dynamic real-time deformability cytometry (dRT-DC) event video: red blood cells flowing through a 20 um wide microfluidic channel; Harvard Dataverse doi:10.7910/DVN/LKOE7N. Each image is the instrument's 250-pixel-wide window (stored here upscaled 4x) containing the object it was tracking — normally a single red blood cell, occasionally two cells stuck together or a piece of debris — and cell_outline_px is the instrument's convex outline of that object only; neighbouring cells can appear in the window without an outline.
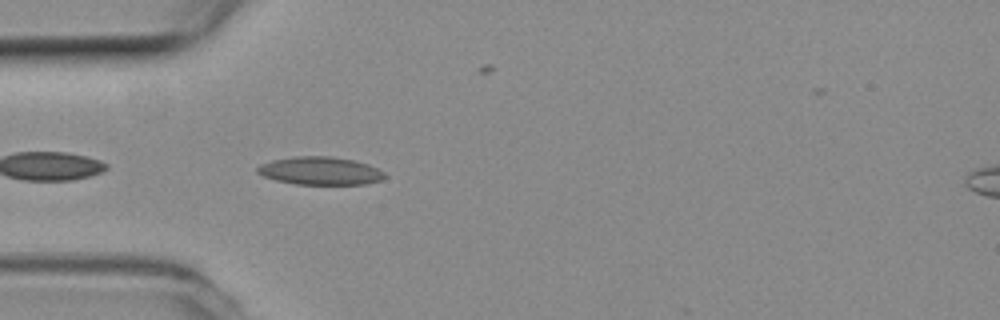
{"species": "common noctule bat (a hibernating species)", "species_latin": "Nyctalus noctula", "temperature_condition": "room temperature", "stored_images_in_passage": 9, "camera_frame_rate_fps": 3000, "um_per_image_px": 0.085, "animal": {"sex": "female", "body_mass_g": 19.3, "forearm_length_mm": 54.1}, "frame": {"image": 1, "passage_image": 2, "time_ms": 0.333, "image_size_px": [1000, 320], "cell_outline_px": [[388, 176], [380, 180], [368, 184], [296, 184], [276, 180], [264, 176], [256, 172], [256, 168], [260, 164], [272, 160], [296, 156], [332, 156], [352, 160], [368, 164], [384, 172]], "centroid_in_image_um": [27.22, 14.52], "position_along_channel_um": 57.8, "area_um2": 20.75}}
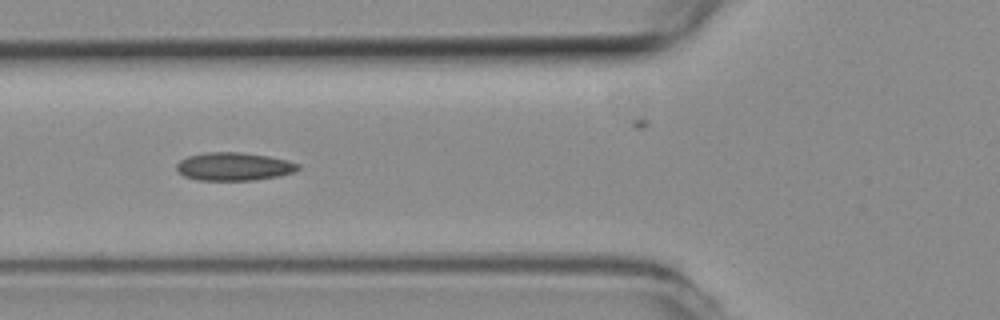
{"frame": {"image": 2, "passage_image": 6, "time_ms": 1.667, "image_size_px": [1000, 320], "cell_outline_px": [[300, 168], [292, 172], [280, 176], [252, 180], [196, 180], [184, 176], [176, 168], [176, 164], [180, 160], [188, 156], [208, 152], [240, 152], [268, 156], [288, 160], [300, 164]], "centroid_in_image_um": [19.89, 14.15], "position_along_channel_um": 105.9, "area_um2": 19.88}}